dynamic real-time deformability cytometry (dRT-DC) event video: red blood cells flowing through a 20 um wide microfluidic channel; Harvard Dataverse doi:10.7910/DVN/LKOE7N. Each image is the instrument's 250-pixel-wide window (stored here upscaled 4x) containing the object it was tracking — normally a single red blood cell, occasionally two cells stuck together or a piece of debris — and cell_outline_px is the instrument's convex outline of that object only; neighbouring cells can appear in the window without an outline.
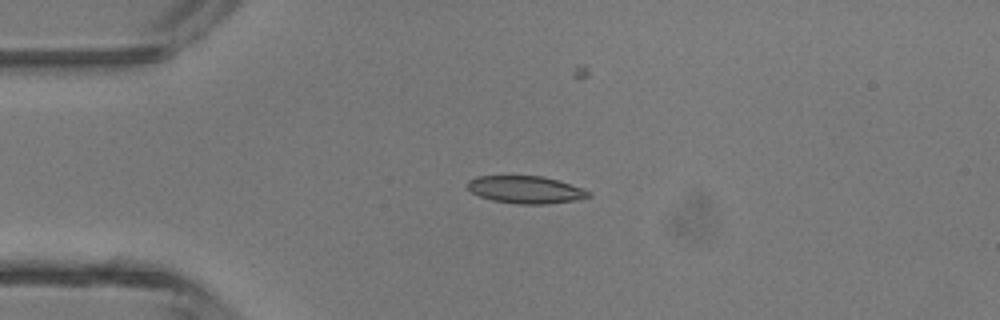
{"species": "common noctule bat (a hibernating species)", "species_latin": "Nyctalus noctula", "temperature_condition": "room temperature", "stored_images_in_passage": 4, "camera_frame_rate_fps": 3000, "um_per_image_px": 0.085, "animal": {"sex": "male", "body_mass_g": 13.3}, "frame": {"image": 1, "passage_image": 2, "time_ms": 0.333, "image_size_px": [1000, 320], "cell_outline_px": [[592, 196], [576, 200], [544, 204], [516, 204], [492, 200], [480, 196], [472, 192], [468, 188], [468, 180], [476, 176], [544, 176], [592, 192]], "centroid_in_image_um": [44.67, 16.12], "position_along_channel_um": 40.3, "area_um2": 19.19}}
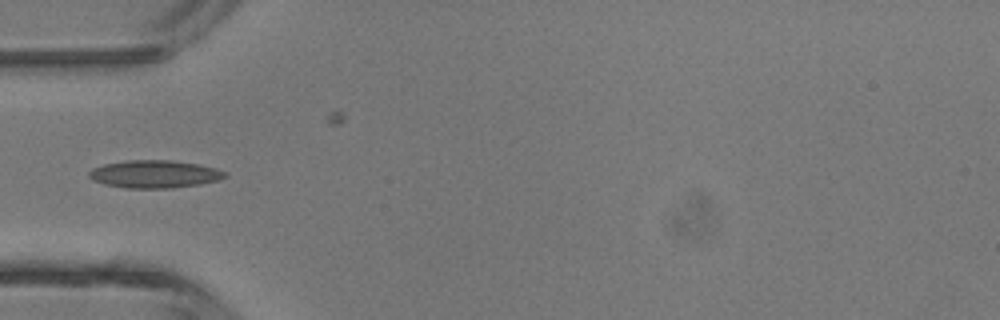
{"frame": {"image": 2, "passage_image": 3, "time_ms": 0.667, "image_size_px": [1000, 320], "cell_outline_px": [[228, 176], [220, 180], [200, 184], [172, 188], [124, 188], [104, 184], [92, 180], [88, 176], [88, 172], [92, 168], [104, 164], [128, 160], [172, 160], [196, 164], [216, 168], [228, 172]], "centroid_in_image_um": [13.14, 14.8], "position_along_channel_um": 71.9, "area_um2": 22.14}}
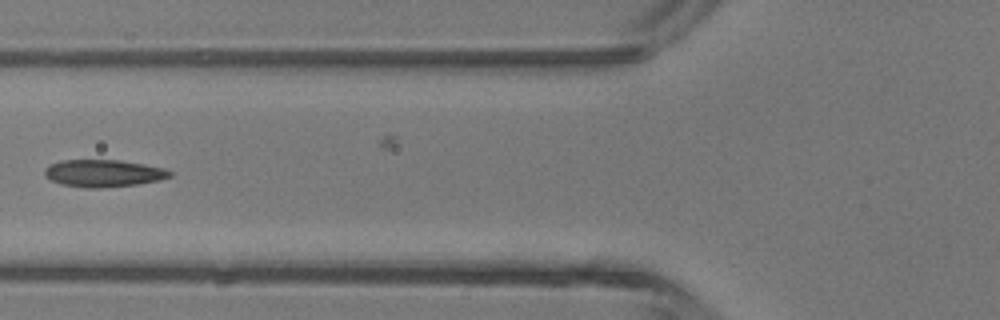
{"frame": {"image": 3, "passage_image": 4, "time_ms": 1.0, "image_size_px": [1000, 320], "cell_outline_px": [[172, 176], [160, 180], [136, 184], [100, 188], [84, 188], [60, 184], [44, 176], [44, 168], [48, 164], [60, 160], [120, 160], [144, 164], [164, 168], [172, 172]], "centroid_in_image_um": [8.76, 14.72], "position_along_channel_um": 117.0, "area_um2": 20.06}}